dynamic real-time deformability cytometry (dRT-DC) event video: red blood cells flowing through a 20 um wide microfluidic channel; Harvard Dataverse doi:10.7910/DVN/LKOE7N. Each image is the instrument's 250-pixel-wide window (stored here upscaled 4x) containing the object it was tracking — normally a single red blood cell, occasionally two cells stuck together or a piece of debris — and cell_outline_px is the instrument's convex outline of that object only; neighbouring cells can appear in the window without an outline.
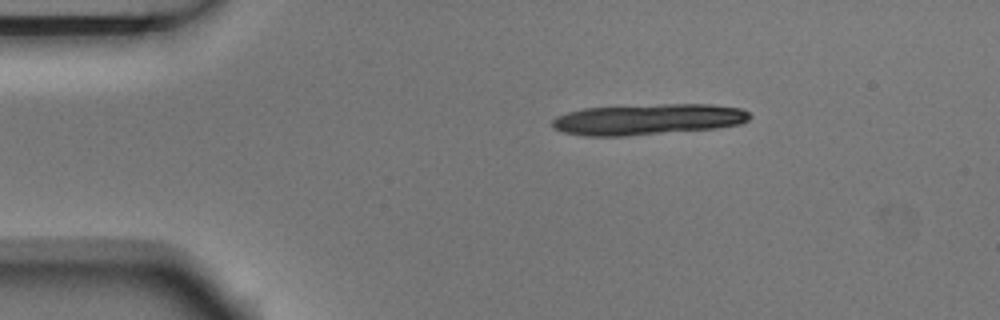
{"species": "Egyptian fruit bat (a non-hibernating species)", "species_latin": "Rousettus aegyptiacus", "temperature_condition": "room temperature", "stored_images_in_passage": 3, "camera_frame_rate_fps": 3000, "um_per_image_px": 0.085, "animal": {"sex": "male"}, "frame": {"image": 1, "passage_image": 1, "time_ms": 0.0, "image_size_px": [1000, 320], "cell_outline_px": [[752, 116], [748, 120], [740, 124], [716, 128], [628, 136], [584, 136], [564, 132], [552, 128], [552, 120], [556, 116], [568, 112], [584, 108], [660, 104], [712, 104], [740, 108], [748, 112]], "centroid_in_image_um": [55.07, 10.15], "position_along_channel_um": 29.9, "area_um2": 35.72}}